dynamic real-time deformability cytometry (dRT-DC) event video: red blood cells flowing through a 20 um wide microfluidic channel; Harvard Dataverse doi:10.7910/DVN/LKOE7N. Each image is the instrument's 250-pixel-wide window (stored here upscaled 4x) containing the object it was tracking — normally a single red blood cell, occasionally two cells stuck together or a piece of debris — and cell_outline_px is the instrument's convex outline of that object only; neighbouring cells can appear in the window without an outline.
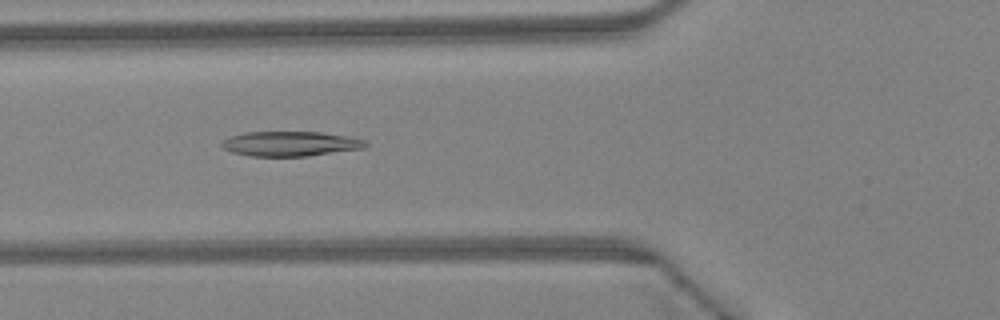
{"species": "Egyptian fruit bat (a non-hibernating species)", "species_latin": "Rousettus aegyptiacus", "temperature_condition": "warm", "stored_images_in_passage": 34, "camera_frame_rate_fps": 3000, "um_per_image_px": 0.085, "animal": {"sex": "female"}, "frame": {"image": 1, "passage_image": 6, "time_ms": 1.667, "image_size_px": [1000, 320], "cell_outline_px": [[368, 144], [364, 148], [308, 156], [252, 156], [232, 152], [224, 148], [220, 144], [224, 140], [232, 136], [244, 132], [320, 132], [348, 136], [364, 140]], "centroid_in_image_um": [24.69, 12.22], "position_along_channel_um": 101.1, "area_um2": 20.63}}
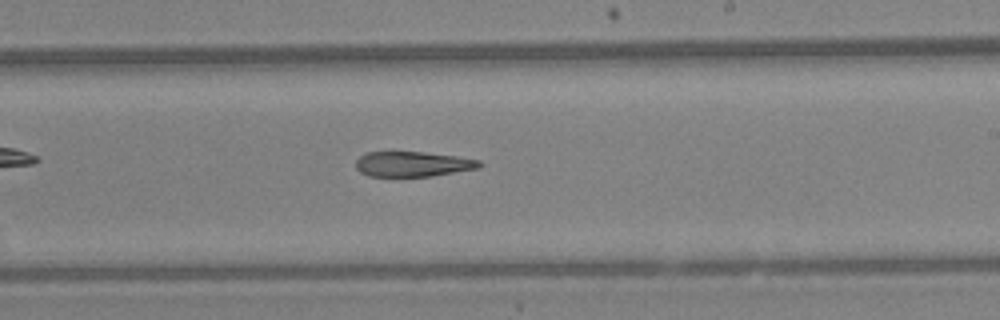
{"frame": {"image": 2, "passage_image": 16, "time_ms": 5.0, "image_size_px": [1000, 320], "cell_outline_px": [[480, 168], [432, 176], [368, 176], [360, 172], [356, 168], [356, 160], [360, 156], [368, 152], [424, 152], [456, 156], [480, 160]], "centroid_in_image_um": [35.08, 13.95], "position_along_channel_um": 253.9, "area_um2": 18.03}}
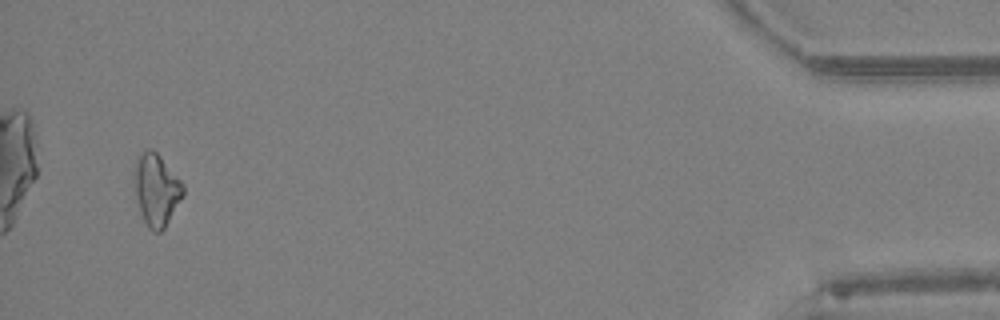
{"frame": {"image": 3, "passage_image": 32, "time_ms": 10.333, "image_size_px": [1000, 320], "cell_outline_px": [[184, 192], [164, 228], [160, 232], [152, 232], [148, 228], [140, 212], [136, 196], [132, 172], [140, 156], [148, 148], [152, 148], [160, 156], [184, 184]], "centroid_in_image_um": [13.27, 16.13], "position_along_channel_um": 421.9, "area_um2": 20.17}}